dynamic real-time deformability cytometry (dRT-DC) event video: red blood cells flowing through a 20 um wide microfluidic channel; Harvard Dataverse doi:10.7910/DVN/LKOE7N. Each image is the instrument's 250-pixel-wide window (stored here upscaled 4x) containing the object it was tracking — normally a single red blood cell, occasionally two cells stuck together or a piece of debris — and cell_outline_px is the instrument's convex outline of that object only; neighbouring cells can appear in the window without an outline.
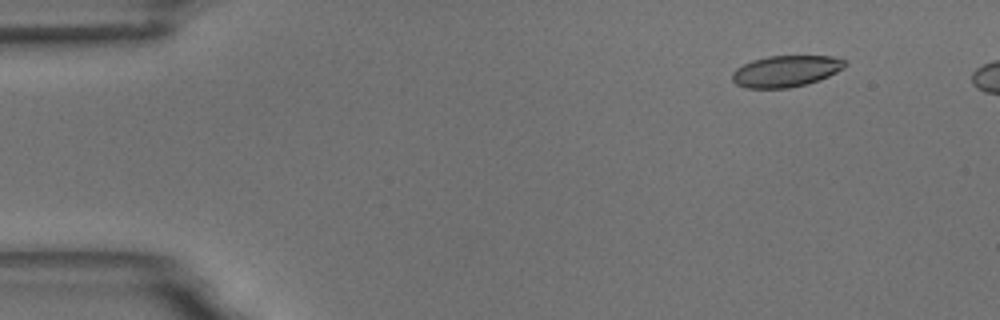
{"species": "common noctule bat (a hibernating species)", "species_latin": "Nyctalus noctula", "temperature_condition": "room temperature", "stored_images_in_passage": 6, "camera_frame_rate_fps": 3000, "um_per_image_px": 0.085, "animal": {"sex": "male", "body_mass_g": 18.8}, "frame": {"image": 1, "passage_image": 2, "time_ms": 1.0, "image_size_px": [1000, 320], "cell_outline_px": [[848, 64], [844, 68], [828, 76], [808, 84], [788, 88], [744, 88], [736, 84], [732, 80], [732, 72], [736, 68], [752, 60], [768, 56], [832, 56], [848, 60]], "centroid_in_image_um": [66.82, 6.05], "position_along_channel_um": 18.2, "area_um2": 20.81}}